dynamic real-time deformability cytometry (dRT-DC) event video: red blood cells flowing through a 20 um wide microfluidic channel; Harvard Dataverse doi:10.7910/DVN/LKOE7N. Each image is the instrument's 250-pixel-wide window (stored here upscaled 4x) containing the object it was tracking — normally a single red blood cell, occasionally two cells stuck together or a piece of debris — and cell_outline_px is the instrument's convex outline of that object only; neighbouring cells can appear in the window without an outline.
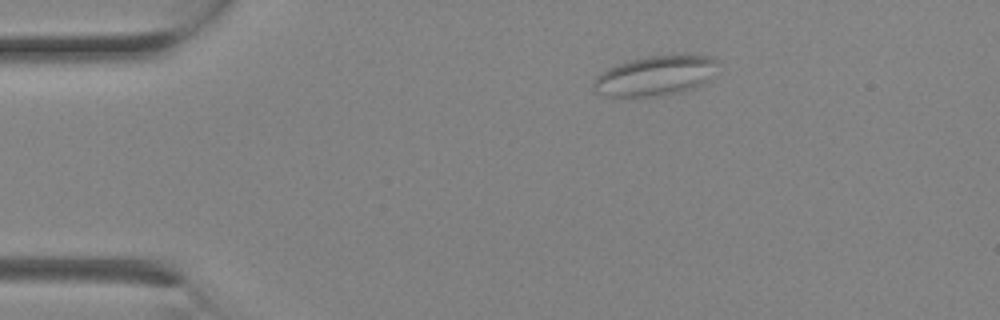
{"species": "Egyptian fruit bat (a non-hibernating species)", "species_latin": "Rousettus aegyptiacus", "temperature_condition": "room temperature", "stored_images_in_passage": 2, "camera_frame_rate_fps": 3000, "um_per_image_px": 0.085, "animal": {"sex": "female"}, "frame": {"image": 1, "passage_image": 1, "time_ms": 0.0, "image_size_px": [1000, 320], "cell_outline_px": [[720, 60], [704, 84], [696, 88], [680, 92], [656, 96], [612, 96], [596, 92], [592, 88], [592, 84], [596, 76], [600, 72], [616, 64], [628, 60], [648, 56], [708, 56]], "centroid_in_image_um": [55.66, 6.44], "position_along_channel_um": 29.3, "area_um2": 28.61}}
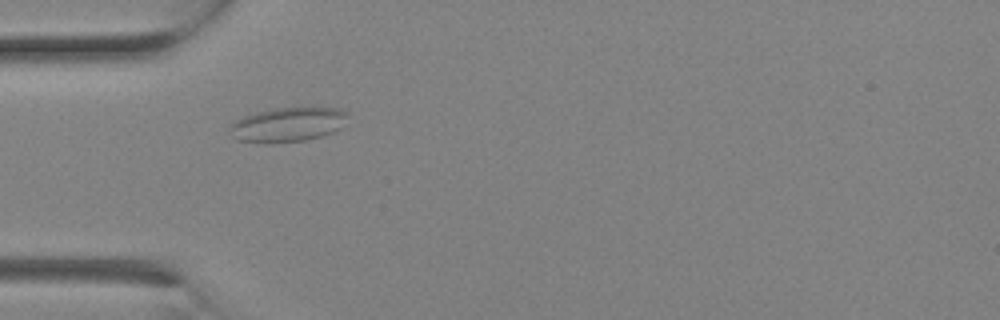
{"frame": {"image": 2, "passage_image": 2, "time_ms": 0.333, "image_size_px": [1000, 320], "cell_outline_px": [[348, 112], [340, 128], [332, 132], [320, 136], [304, 140], [272, 144], [268, 144], [236, 140], [232, 136], [228, 128], [236, 120], [244, 116], [256, 112], [276, 108], [340, 108]], "centroid_in_image_um": [24.41, 10.61], "position_along_channel_um": 60.6, "area_um2": 23.58}}